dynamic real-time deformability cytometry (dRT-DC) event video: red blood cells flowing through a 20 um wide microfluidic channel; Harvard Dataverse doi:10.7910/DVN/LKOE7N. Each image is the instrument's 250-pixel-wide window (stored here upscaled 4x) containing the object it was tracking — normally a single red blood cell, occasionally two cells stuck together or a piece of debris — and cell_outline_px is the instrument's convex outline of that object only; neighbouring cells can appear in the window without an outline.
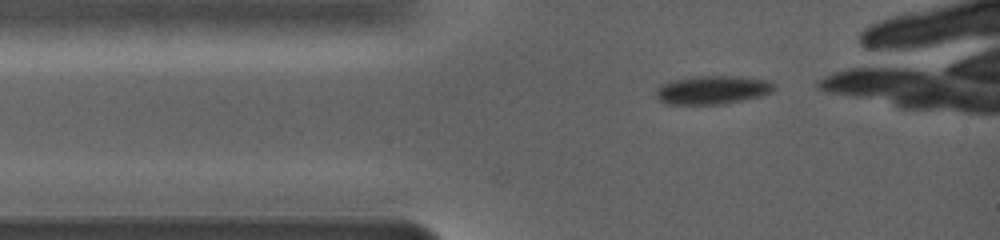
{"species": "common noctule bat (a hibernating species)", "species_latin": "Nyctalus noctula", "temperature_condition": "warm", "stored_images_in_passage": 10, "camera_frame_rate_fps": 5000, "um_per_image_px": 0.085, "animal": {"sex": "female", "body_mass_g": 19.0, "forearm_length_mm": 56.7}, "frame": {"image": 1, "passage_image": 1, "time_ms": 0.0, "image_size_px": [1000, 240], "cell_outline_px": [[776, 88], [772, 92], [760, 96], [744, 100], [724, 104], [664, 104], [656, 96], [656, 88], [660, 84], [668, 80], [692, 76], [740, 76], [764, 80], [776, 84]], "centroid_in_image_um": [60.52, 7.63], "position_along_channel_um": 24.5, "area_um2": 19.94}}
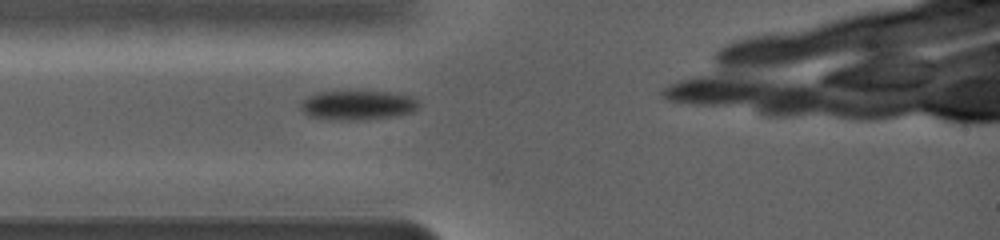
{"frame": {"image": 2, "passage_image": 2, "time_ms": 1.4, "image_size_px": [1000, 240], "cell_outline_px": [[420, 104], [412, 112], [392, 116], [356, 120], [328, 120], [308, 116], [300, 108], [300, 100], [316, 92], [348, 88], [388, 92], [412, 96]], "centroid_in_image_um": [30.31, 8.88], "position_along_channel_um": 54.7, "area_um2": 21.21}}
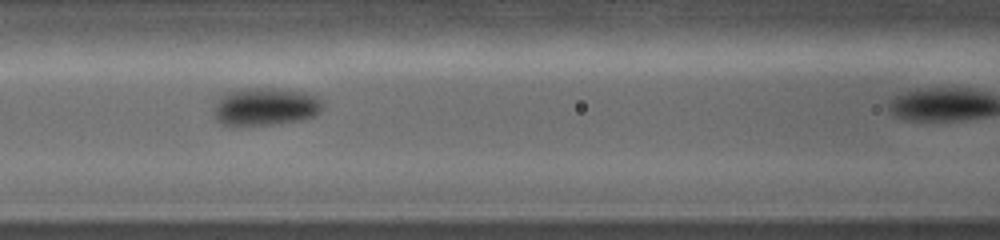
{"frame": {"image": 3, "passage_image": 4, "time_ms": 3.8, "image_size_px": [1000, 240], "cell_outline_px": [[324, 104], [320, 112], [316, 116], [300, 120], [280, 124], [224, 124], [216, 116], [216, 108], [220, 100], [228, 92], [244, 88], [280, 88], [304, 92], [316, 96]], "centroid_in_image_um": [22.69, 9.04], "position_along_channel_um": 143.9, "area_um2": 23.41}}